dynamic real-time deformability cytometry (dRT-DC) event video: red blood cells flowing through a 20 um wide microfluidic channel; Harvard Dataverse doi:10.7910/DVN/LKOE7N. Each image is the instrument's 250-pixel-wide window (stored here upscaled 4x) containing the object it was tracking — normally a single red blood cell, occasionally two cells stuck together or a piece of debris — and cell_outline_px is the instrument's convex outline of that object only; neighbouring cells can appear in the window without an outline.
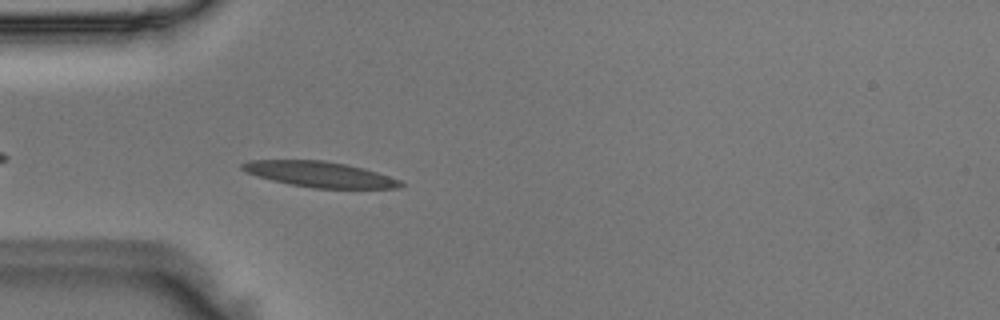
{"species": "Egyptian fruit bat (a non-hibernating species)", "species_latin": "Rousettus aegyptiacus", "temperature_condition": "room temperature", "stored_images_in_passage": 39, "camera_frame_rate_fps": 3000, "um_per_image_px": 0.085, "animal": {"sex": "male"}, "frame": {"image": 1, "passage_image": 3, "time_ms": 0.667, "image_size_px": [1000, 320], "cell_outline_px": [[404, 184], [396, 188], [312, 188], [288, 184], [272, 180], [244, 172], [240, 168], [240, 164], [248, 160], [324, 160], [348, 164], [364, 168], [400, 180]], "centroid_in_image_um": [27.12, 14.81], "position_along_channel_um": 57.9, "area_um2": 23.64}}
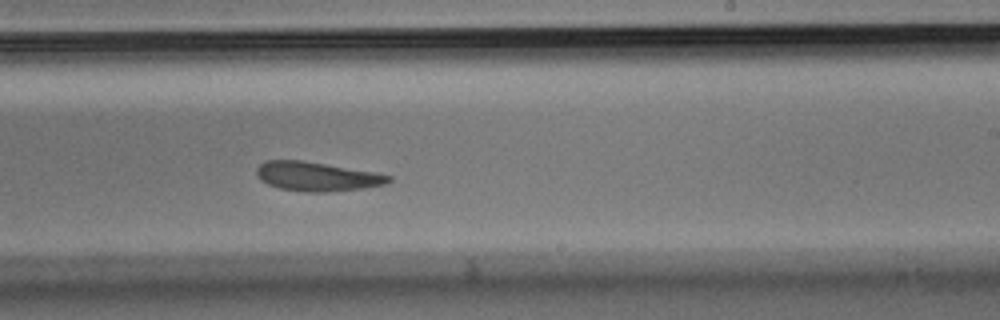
{"frame": {"image": 2, "passage_image": 19, "time_ms": 6.0, "image_size_px": [1000, 320], "cell_outline_px": [[392, 180], [384, 184], [364, 188], [324, 192], [304, 192], [280, 188], [268, 184], [260, 180], [256, 176], [256, 168], [264, 160], [304, 160], [372, 172], [392, 176]], "centroid_in_image_um": [26.88, 14.99], "position_along_channel_um": 262.1, "area_um2": 22.37}}
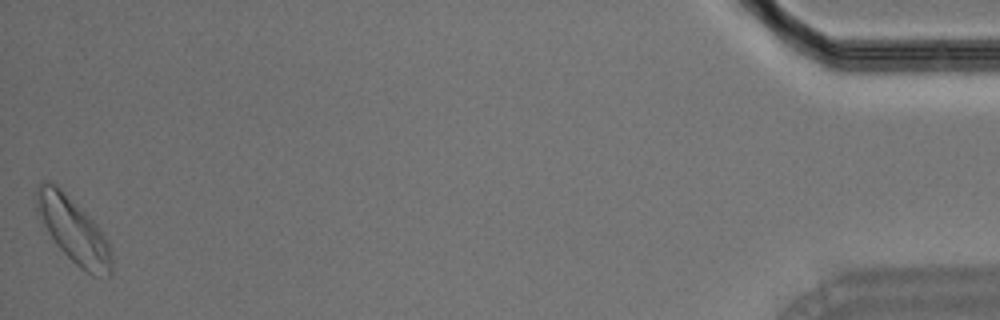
{"frame": {"image": 3, "passage_image": 39, "time_ms": 12.667, "image_size_px": [1000, 320], "cell_outline_px": [[112, 276], [92, 276], [80, 268], [56, 244], [48, 232], [36, 212], [36, 188], [44, 180], [48, 180], [56, 184], [100, 228], [108, 240], [112, 256]], "centroid_in_image_um": [6.25, 19.59], "position_along_channel_um": 428.9, "area_um2": 28.32}}